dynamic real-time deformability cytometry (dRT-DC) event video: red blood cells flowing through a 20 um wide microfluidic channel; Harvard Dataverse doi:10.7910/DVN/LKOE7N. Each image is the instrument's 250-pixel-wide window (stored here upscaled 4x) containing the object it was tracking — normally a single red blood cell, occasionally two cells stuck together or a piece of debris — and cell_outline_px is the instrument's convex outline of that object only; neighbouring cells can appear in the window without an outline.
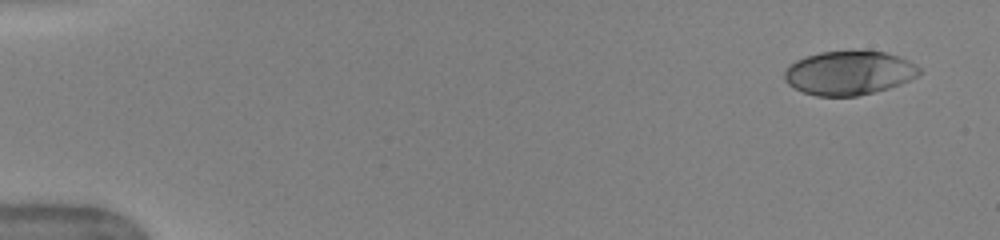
{"species": "human", "species_latin": "Homo sapiens", "temperature_condition": "warm", "stored_images_in_passage": 48, "camera_frame_rate_fps": 3000, "um_per_image_px": 0.085, "donor": {"sex": "female"}, "frame": {"image": 1, "passage_image": 1, "time_ms": 0.0, "image_size_px": [1000, 240], "cell_outline_px": [[920, 72], [916, 76], [900, 84], [888, 88], [856, 96], [816, 96], [804, 92], [788, 84], [784, 80], [784, 72], [796, 60], [820, 52], [852, 48], [884, 52], [900, 56], [908, 60], [920, 68]], "centroid_in_image_um": [72.17, 6.16], "position_along_channel_um": 12.8, "area_um2": 34.85}}
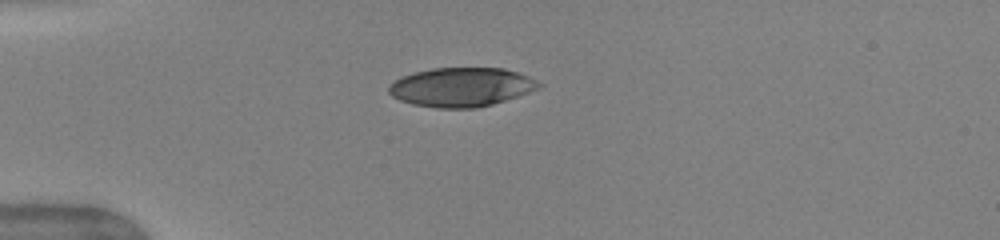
{"frame": {"image": 2, "passage_image": 12, "time_ms": 3.667, "image_size_px": [1000, 240], "cell_outline_px": [[544, 84], [528, 92], [492, 104], [476, 108], [436, 108], [412, 104], [400, 100], [392, 96], [388, 92], [388, 88], [400, 76], [432, 68], [504, 68], [528, 76]], "centroid_in_image_um": [39.19, 7.4], "position_along_channel_um": 45.8, "area_um2": 33.87}}
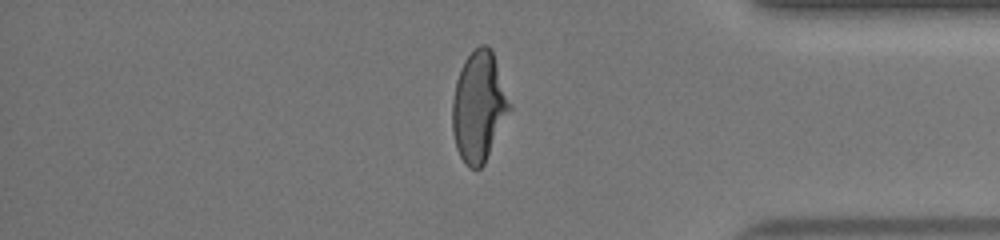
{"frame": {"image": 3, "passage_image": 41, "time_ms": 13.333, "image_size_px": [1000, 240], "cell_outline_px": [[512, 108], [484, 164], [480, 168], [472, 168], [464, 164], [456, 148], [452, 132], [452, 100], [456, 80], [460, 68], [464, 60], [480, 44], [484, 44], [492, 48], [512, 104]], "centroid_in_image_um": [40.71, 9.05], "position_along_channel_um": 394.5, "area_um2": 37.17}, "authors_computed_cell_mechanics": {"area_um2": 35.9227, "velocity_mm_per_s": 4.0554, "shape_relaxation_time_tau1_ms": 5.8043, "shape_relaxation_time_tau2_ms": null, "deformation_change_tau1": 0.2278, "deformation_change_tau2": null}}